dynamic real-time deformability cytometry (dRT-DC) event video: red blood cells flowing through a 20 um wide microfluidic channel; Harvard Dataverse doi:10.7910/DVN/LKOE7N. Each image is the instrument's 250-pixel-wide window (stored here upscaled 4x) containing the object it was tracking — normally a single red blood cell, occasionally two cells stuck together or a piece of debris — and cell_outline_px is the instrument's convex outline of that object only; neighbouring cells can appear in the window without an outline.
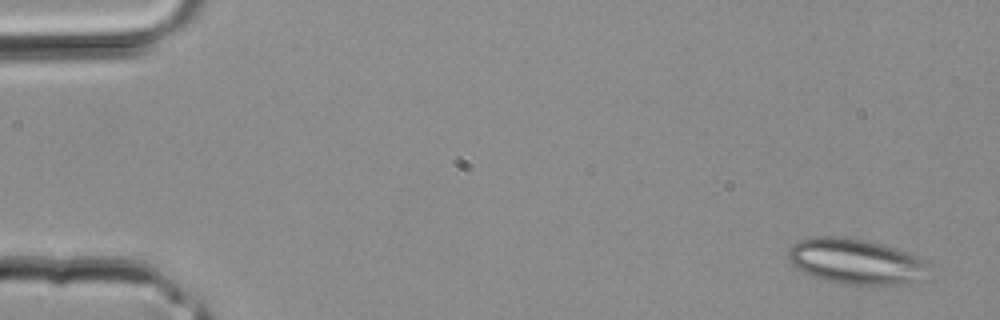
{"species": "common noctule bat (a hibernating species)", "species_latin": "Nyctalus noctula", "temperature_condition": "room temperature", "stored_images_in_passage": 3, "camera_frame_rate_fps": 3000, "um_per_image_px": 0.085, "animal": {"sex": "male", "body_mass_g": 20.4}, "frame": {"image": 1, "passage_image": 1, "time_ms": 0.0, "image_size_px": [1000, 320], "cell_outline_px": [[928, 260], [920, 280], [908, 284], [852, 284], [824, 280], [804, 272], [792, 264], [788, 260], [788, 252], [792, 244], [800, 240], [816, 236], [844, 236], [864, 240], [896, 248], [908, 252]], "centroid_in_image_um": [72.72, 22.2], "position_along_channel_um": 12.3, "area_um2": 36.82}}